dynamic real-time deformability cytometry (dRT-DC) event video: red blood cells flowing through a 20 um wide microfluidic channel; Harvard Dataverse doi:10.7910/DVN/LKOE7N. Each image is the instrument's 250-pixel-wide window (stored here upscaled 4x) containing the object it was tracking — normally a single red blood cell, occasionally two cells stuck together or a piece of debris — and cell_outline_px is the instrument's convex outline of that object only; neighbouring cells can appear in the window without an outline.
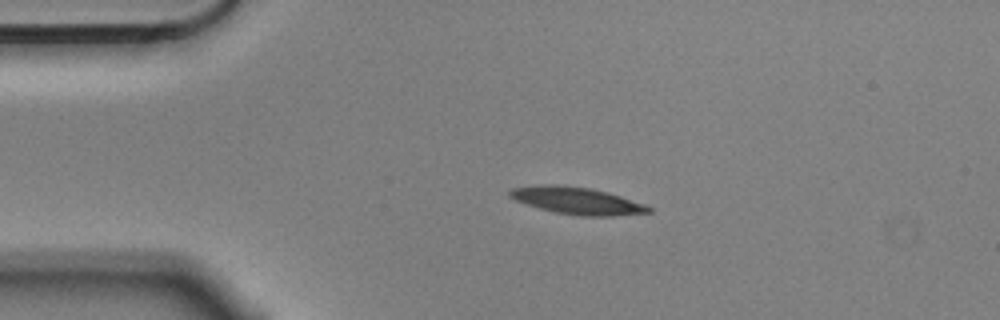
{"species": "Egyptian fruit bat (a non-hibernating species)", "species_latin": "Rousettus aegyptiacus", "temperature_condition": "cold", "stored_images_in_passage": 4, "camera_frame_rate_fps": 3000, "um_per_image_px": 0.085, "animal": {"sex": "male"}, "frame": {"image": 1, "passage_image": 3, "time_ms": 0.667, "image_size_px": [1000, 320], "cell_outline_px": [[652, 212], [616, 216], [580, 216], [556, 212], [540, 208], [516, 200], [508, 196], [508, 192], [512, 188], [536, 184], [556, 184], [588, 188], [608, 192], [644, 204], [652, 208]], "centroid_in_image_um": [49.04, 17.05], "position_along_channel_um": 36.0, "area_um2": 21.85}}